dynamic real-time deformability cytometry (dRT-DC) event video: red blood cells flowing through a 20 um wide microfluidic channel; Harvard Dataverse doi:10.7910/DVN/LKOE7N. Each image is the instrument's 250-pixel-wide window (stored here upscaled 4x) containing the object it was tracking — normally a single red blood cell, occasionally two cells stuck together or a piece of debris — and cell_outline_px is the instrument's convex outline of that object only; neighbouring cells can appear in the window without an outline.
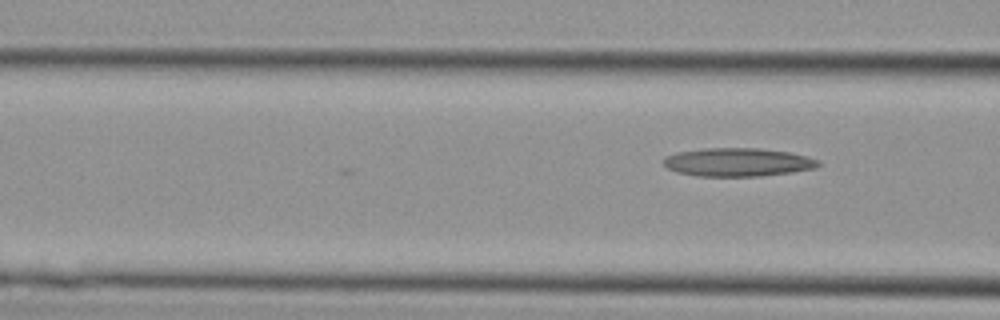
{"species": "Egyptian fruit bat (a non-hibernating species)", "species_latin": "Rousettus aegyptiacus", "temperature_condition": "cold", "stored_images_in_passage": 3, "camera_frame_rate_fps": 3000, "um_per_image_px": 0.085, "animal": {"sex": "female"}, "frame": {"image": 1, "passage_image": 3, "time_ms": 0.667, "image_size_px": [1000, 320], "cell_outline_px": [[820, 164], [816, 168], [792, 172], [760, 176], [696, 176], [676, 172], [668, 168], [664, 164], [664, 156], [676, 152], [704, 148], [756, 148], [788, 152], [808, 156], [820, 160]], "centroid_in_image_um": [62.71, 13.78], "position_along_channel_um": 103.9, "area_um2": 25.72}}